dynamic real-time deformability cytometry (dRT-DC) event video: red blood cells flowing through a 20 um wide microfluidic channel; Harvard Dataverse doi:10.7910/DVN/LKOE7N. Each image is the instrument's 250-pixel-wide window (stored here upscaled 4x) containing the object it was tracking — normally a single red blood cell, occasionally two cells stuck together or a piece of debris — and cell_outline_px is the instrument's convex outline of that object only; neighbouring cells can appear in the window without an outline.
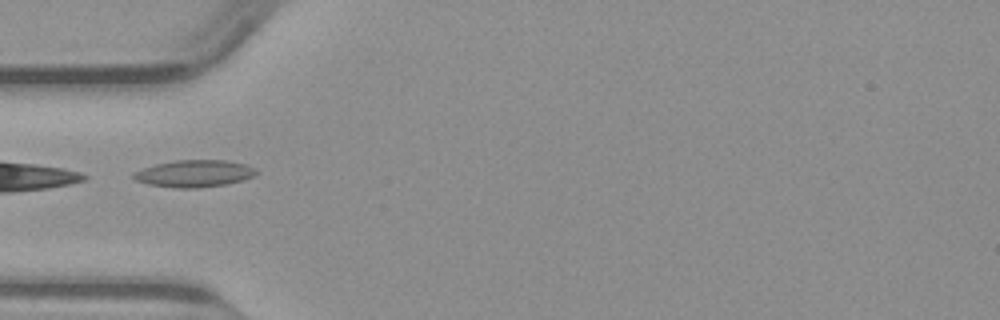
{"species": "common noctule bat (a hibernating species)", "species_latin": "Nyctalus noctula", "temperature_condition": "warm", "stored_images_in_passage": 32, "camera_frame_rate_fps": 3000, "um_per_image_px": 0.085, "animal": {"sex": "male", "body_mass_g": 23.1, "forearm_length_mm": 52.7}, "frame": {"image": 1, "passage_image": 1, "time_ms": 0.0, "image_size_px": [1000, 320], "cell_outline_px": [[260, 172], [244, 180], [224, 184], [200, 188], [176, 188], [148, 184], [136, 180], [132, 176], [132, 172], [156, 164], [176, 160], [228, 160], [244, 164], [256, 168]], "centroid_in_image_um": [16.53, 14.75], "position_along_channel_um": 68.5, "area_um2": 19.36}}
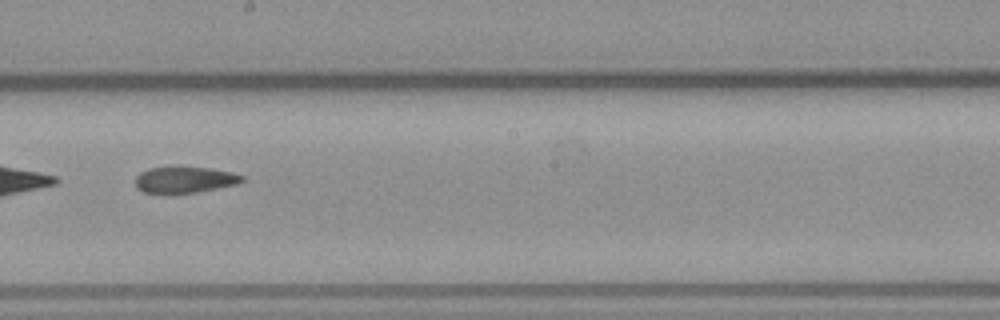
{"frame": {"image": 2, "passage_image": 13, "time_ms": 4.0, "image_size_px": [1000, 320], "cell_outline_px": [[244, 180], [236, 184], [196, 192], [144, 192], [136, 188], [136, 176], [140, 172], [148, 168], [208, 168], [232, 172], [244, 176]], "centroid_in_image_um": [15.7, 15.27], "position_along_channel_um": 232.5, "area_um2": 15.72}}
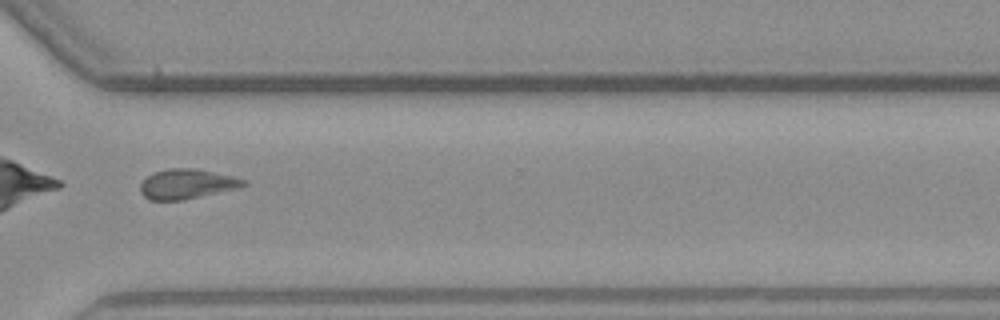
{"frame": {"image": 3, "passage_image": 22, "time_ms": 7.0, "image_size_px": [1000, 320], "cell_outline_px": [[248, 184], [240, 188], [184, 200], [152, 200], [144, 196], [140, 192], [140, 184], [152, 172], [168, 168], [196, 168], [232, 176], [248, 180]], "centroid_in_image_um": [15.92, 15.63], "position_along_channel_um": 354.7, "area_um2": 18.15}}